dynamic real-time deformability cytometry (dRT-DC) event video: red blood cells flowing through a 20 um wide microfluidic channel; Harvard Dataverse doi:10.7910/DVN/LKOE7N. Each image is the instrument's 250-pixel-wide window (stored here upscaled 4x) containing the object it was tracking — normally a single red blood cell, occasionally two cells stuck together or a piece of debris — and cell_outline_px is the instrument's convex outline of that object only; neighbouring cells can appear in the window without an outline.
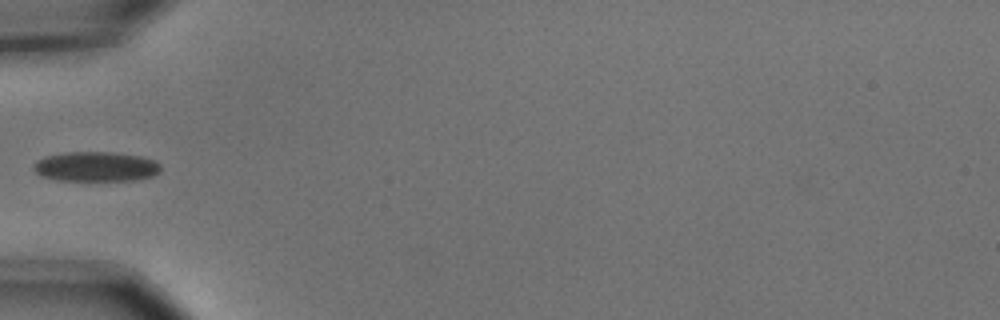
{"species": "common noctule bat (a hibernating species)", "species_latin": "Nyctalus noctula", "temperature_condition": "cold", "stored_images_in_passage": 6, "camera_frame_rate_fps": 3000, "um_per_image_px": 0.085, "animal": {"sex": "male", "body_mass_g": 15.6}, "frame": {"image": 1, "passage_image": 5, "time_ms": 1.333, "image_size_px": [1000, 320], "cell_outline_px": [[160, 172], [152, 176], [136, 180], [56, 180], [40, 176], [32, 168], [32, 164], [36, 160], [44, 156], [68, 152], [116, 152], [140, 156], [156, 160], [160, 164]], "centroid_in_image_um": [8.13, 14.15], "position_along_channel_um": 76.9, "area_um2": 22.31}}
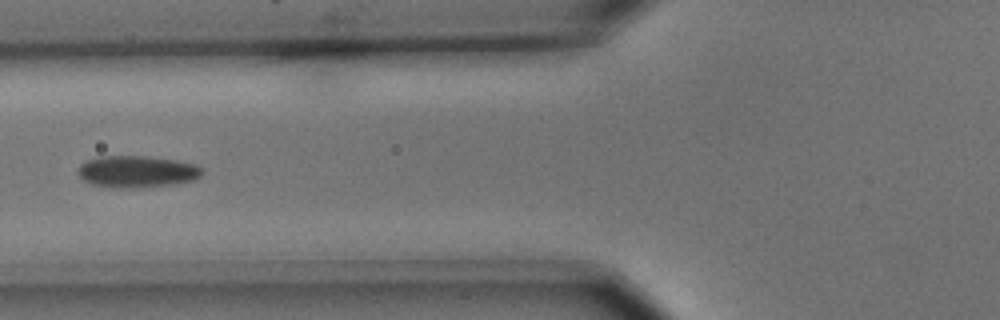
{"frame": {"image": 2, "passage_image": 6, "time_ms": 1.667, "image_size_px": [1000, 320], "cell_outline_px": [[204, 172], [200, 176], [192, 180], [172, 184], [128, 188], [120, 188], [92, 184], [84, 180], [80, 176], [80, 164], [88, 160], [100, 156], [144, 156], [176, 160], [196, 164], [204, 168]], "centroid_in_image_um": [11.68, 14.57], "position_along_channel_um": 114.1, "area_um2": 22.72}}